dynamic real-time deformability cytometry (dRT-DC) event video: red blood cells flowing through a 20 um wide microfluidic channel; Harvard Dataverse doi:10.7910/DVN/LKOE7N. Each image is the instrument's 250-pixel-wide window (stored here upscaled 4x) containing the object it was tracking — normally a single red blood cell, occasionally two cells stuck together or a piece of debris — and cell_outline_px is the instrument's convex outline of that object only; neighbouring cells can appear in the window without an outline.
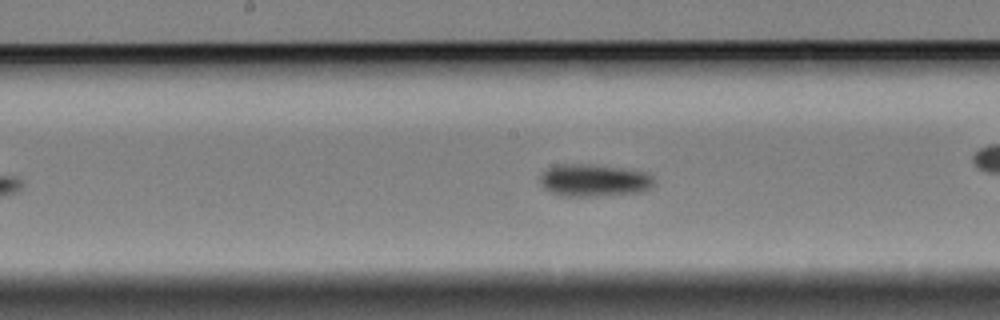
{"species": "Egyptian fruit bat (a non-hibernating species)", "species_latin": "Rousettus aegyptiacus", "temperature_condition": "cold", "stored_images_in_passage": 55, "camera_frame_rate_fps": 3000, "um_per_image_px": 0.085, "animal": {"sex": "female"}, "frame": {"image": 1, "passage_image": 24, "time_ms": 7.667, "image_size_px": [1000, 320], "cell_outline_px": [[656, 184], [644, 192], [596, 196], [560, 196], [544, 188], [540, 180], [540, 176], [548, 168], [556, 164], [592, 164], [648, 172], [652, 176]], "centroid_in_image_um": [50.53, 15.33], "position_along_channel_um": 197.7, "area_um2": 21.68}}
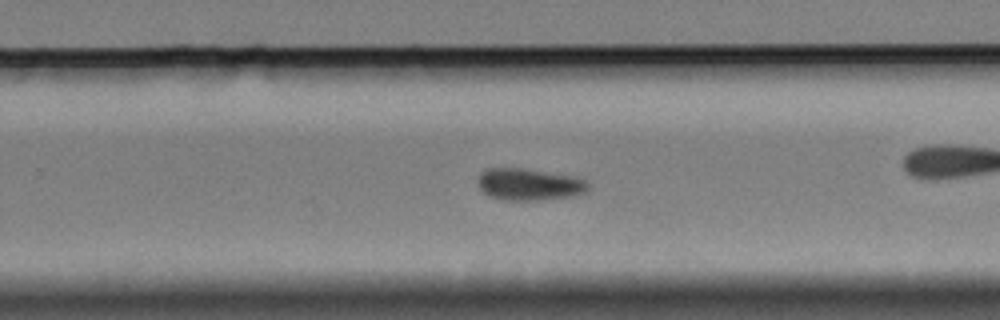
{"frame": {"image": 2, "passage_image": 32, "time_ms": 10.333, "image_size_px": [1000, 320], "cell_outline_px": [[588, 192], [580, 196], [544, 200], [500, 200], [488, 196], [476, 184], [476, 180], [480, 172], [488, 168], [524, 168], [572, 176], [584, 180], [588, 184]], "centroid_in_image_um": [44.97, 15.69], "position_along_channel_um": 284.8, "area_um2": 20.98}, "authors_computed_cell_mechanics": {"area_um2": 19.9988, "velocity_mm_per_s": 3.2911, "shape_relaxation_time_tau1_ms": 2.4023, "shape_relaxation_time_tau2_ms": null, "deformation_change_tau1": 0.059, "deformation_change_tau2": null}}